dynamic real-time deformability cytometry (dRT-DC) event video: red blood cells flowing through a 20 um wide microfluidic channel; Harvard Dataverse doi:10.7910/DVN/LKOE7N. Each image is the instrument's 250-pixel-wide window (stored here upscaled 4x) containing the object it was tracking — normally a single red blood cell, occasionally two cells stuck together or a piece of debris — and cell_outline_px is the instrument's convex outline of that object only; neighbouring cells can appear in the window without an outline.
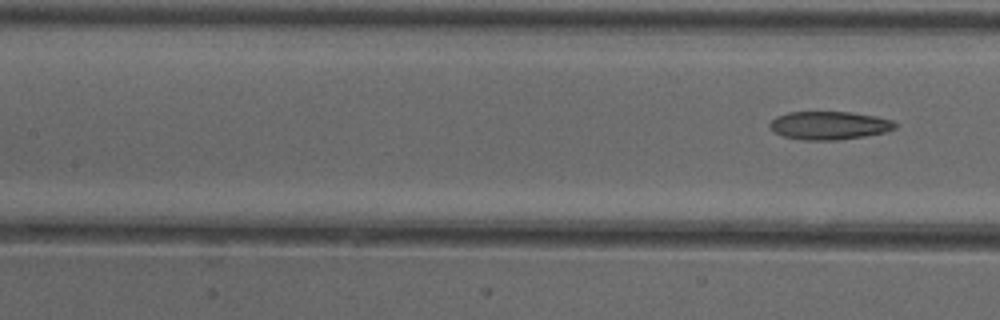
{"species": "common noctule bat (a hibernating species)", "species_latin": "Nyctalus noctula", "temperature_condition": "cold", "stored_images_in_passage": 8, "segment_of_instrument_passage": [2, 2], "camera_frame_rate_fps": 3000, "um_per_image_px": 0.085, "animal": {"sex": "female"}, "frame": {"image": 1, "passage_image": 8, "time_ms": 2.333, "image_size_px": [1000, 320], "cell_outline_px": [[900, 124], [896, 128], [884, 132], [864, 136], [836, 140], [804, 140], [784, 136], [776, 132], [768, 124], [776, 116], [788, 112], [852, 112], [876, 116], [892, 120]], "centroid_in_image_um": [70.52, 10.65], "position_along_channel_um": 136.9, "area_um2": 20.58}}